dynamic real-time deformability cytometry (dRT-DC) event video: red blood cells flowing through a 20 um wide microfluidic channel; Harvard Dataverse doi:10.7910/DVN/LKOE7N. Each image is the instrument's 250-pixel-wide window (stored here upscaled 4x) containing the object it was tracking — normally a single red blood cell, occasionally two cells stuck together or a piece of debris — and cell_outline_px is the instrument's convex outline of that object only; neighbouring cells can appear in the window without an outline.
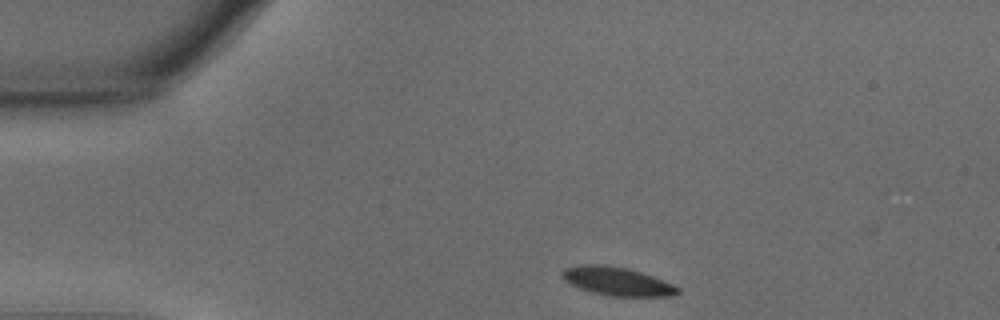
{"species": "common noctule bat (a hibernating species)", "species_latin": "Nyctalus noctula", "temperature_condition": "warm", "stored_images_in_passage": 35, "camera_frame_rate_fps": 3000, "um_per_image_px": 0.085, "animal": {"sex": "male", "body_mass_g": 15.6}, "frame": {"image": 1, "passage_image": 1, "time_ms": 0.0, "image_size_px": [1000, 320], "cell_outline_px": [[680, 292], [672, 296], [608, 296], [592, 292], [580, 288], [564, 280], [560, 276], [560, 272], [564, 268], [580, 264], [600, 264], [628, 268], [652, 276], [672, 284], [680, 288]], "centroid_in_image_um": [52.42, 23.9], "position_along_channel_um": 32.6, "area_um2": 19.19}}
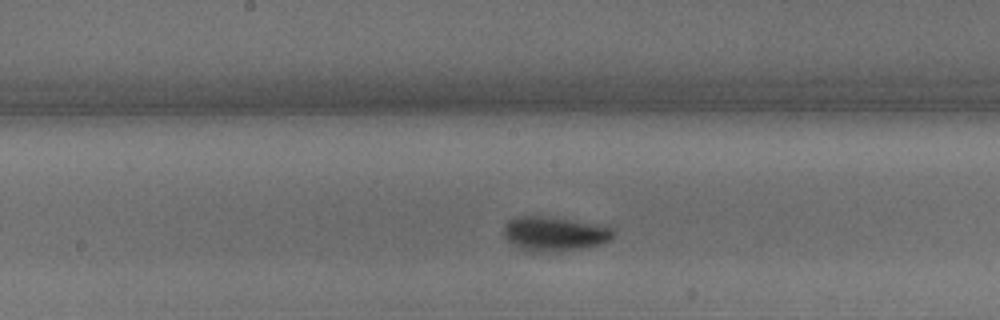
{"frame": {"image": 2, "passage_image": 19, "time_ms": 6.0, "image_size_px": [1000, 320], "cell_outline_px": [[616, 236], [604, 244], [580, 248], [544, 252], [524, 252], [512, 244], [504, 236], [504, 224], [508, 220], [516, 216], [540, 216], [568, 220], [592, 224], [612, 228]], "centroid_in_image_um": [47.08, 19.89], "position_along_channel_um": 201.1, "area_um2": 21.85}}
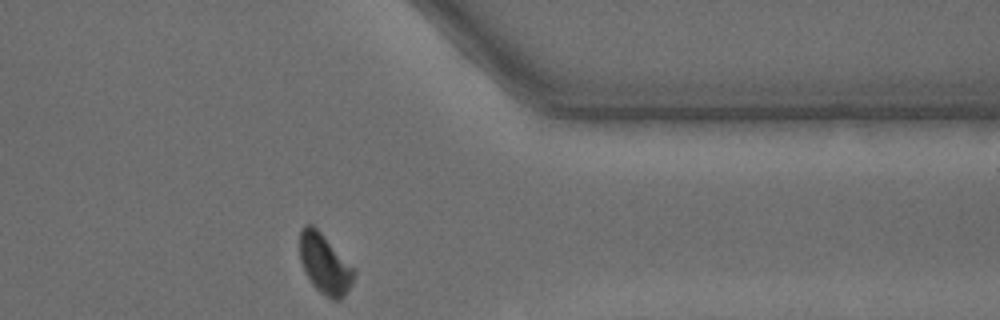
{"frame": {"image": 3, "passage_image": 35, "time_ms": 11.333, "image_size_px": [1000, 320], "cell_outline_px": [[356, 272], [352, 284], [344, 296], [340, 300], [332, 300], [320, 292], [312, 284], [304, 272], [300, 260], [300, 232], [304, 224], [312, 224], [356, 268]], "centroid_in_image_um": [27.62, 22.45], "position_along_channel_um": 383.8, "area_um2": 19.07}, "authors_computed_cell_mechanics": {"area_um2": 20.1722, "velocity_mm_per_s": 3.6356, "shape_relaxation_time_tau1_ms": 2.2675, "shape_relaxation_time_tau2_ms": null, "deformation_change_tau1": 0.1356, "deformation_change_tau2": null}}